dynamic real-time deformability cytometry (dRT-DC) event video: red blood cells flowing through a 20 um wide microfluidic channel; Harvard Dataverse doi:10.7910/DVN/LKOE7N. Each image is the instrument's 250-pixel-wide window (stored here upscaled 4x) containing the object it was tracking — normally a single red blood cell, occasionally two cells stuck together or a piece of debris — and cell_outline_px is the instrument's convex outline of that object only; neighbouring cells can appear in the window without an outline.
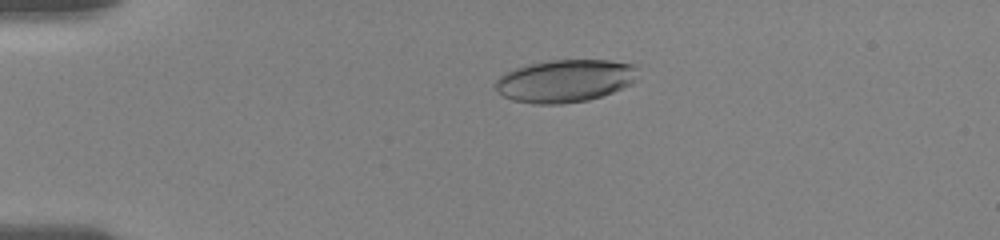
{"species": "human", "species_latin": "Homo sapiens", "temperature_condition": "room temperature", "stored_images_in_passage": 37, "camera_frame_rate_fps": 3000, "um_per_image_px": 0.085, "donor": {"sex": "female"}, "frame": {"image": 1, "passage_image": 26, "time_ms": 4.0, "image_size_px": [1000, 240], "cell_outline_px": [[636, 68], [632, 84], [612, 92], [588, 100], [560, 104], [532, 104], [512, 100], [496, 92], [492, 84], [504, 72], [516, 68], [548, 60], [608, 60], [636, 64]], "centroid_in_image_um": [47.97, 6.88], "position_along_channel_um": 37.0, "area_um2": 35.43}}